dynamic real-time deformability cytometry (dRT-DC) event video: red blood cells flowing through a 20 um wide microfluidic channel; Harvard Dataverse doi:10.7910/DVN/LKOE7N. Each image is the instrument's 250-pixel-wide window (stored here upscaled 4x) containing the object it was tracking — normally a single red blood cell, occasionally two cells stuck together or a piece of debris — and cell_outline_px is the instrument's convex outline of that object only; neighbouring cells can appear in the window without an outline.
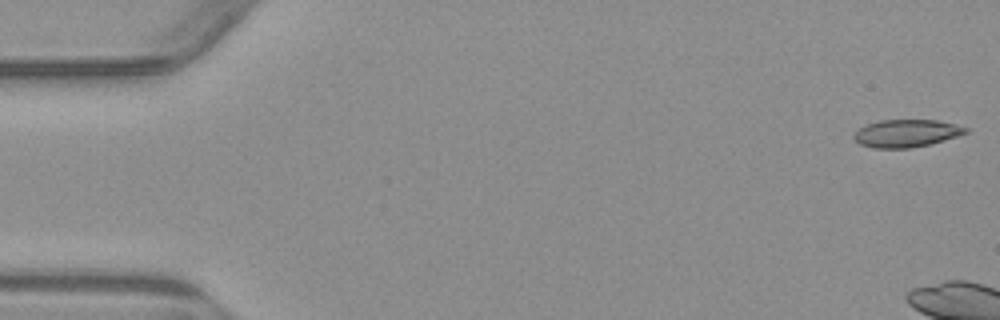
{"species": "common noctule bat (a hibernating species)", "species_latin": "Nyctalus noctula", "temperature_condition": "warm", "stored_images_in_passage": 7, "camera_frame_rate_fps": 3000, "um_per_image_px": 0.085, "animal": {"sex": "male", "body_mass_g": 23.1, "forearm_length_mm": 52.7}, "frame": {"image": 1, "passage_image": 1, "time_ms": 0.0, "image_size_px": [1000, 320], "cell_outline_px": [[968, 132], [944, 140], [928, 144], [908, 148], [872, 148], [860, 144], [852, 136], [860, 128], [868, 124], [880, 120], [936, 120], [956, 124], [968, 128]], "centroid_in_image_um": [77.04, 11.33], "position_along_channel_um": 8.0, "area_um2": 17.74}}